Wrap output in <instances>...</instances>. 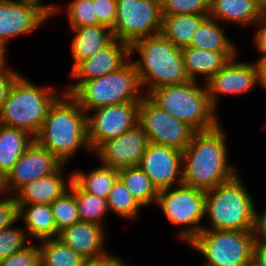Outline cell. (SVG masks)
Here are the masks:
<instances>
[{"label":"cell","instance_id":"cell-1","mask_svg":"<svg viewBox=\"0 0 266 266\" xmlns=\"http://www.w3.org/2000/svg\"><path fill=\"white\" fill-rule=\"evenodd\" d=\"M221 124L207 131H197L183 150L182 184L211 190L231 180L239 171L228 162V147Z\"/></svg>","mask_w":266,"mask_h":266},{"label":"cell","instance_id":"cell-2","mask_svg":"<svg viewBox=\"0 0 266 266\" xmlns=\"http://www.w3.org/2000/svg\"><path fill=\"white\" fill-rule=\"evenodd\" d=\"M34 139L62 164H67L80 148L91 152L87 141V114L69 94L63 92L50 106Z\"/></svg>","mask_w":266,"mask_h":266},{"label":"cell","instance_id":"cell-3","mask_svg":"<svg viewBox=\"0 0 266 266\" xmlns=\"http://www.w3.org/2000/svg\"><path fill=\"white\" fill-rule=\"evenodd\" d=\"M130 57L137 52L139 60L132 61L142 90L148 95L153 89L190 81L184 68L181 48L161 33L142 38L129 46Z\"/></svg>","mask_w":266,"mask_h":266},{"label":"cell","instance_id":"cell-4","mask_svg":"<svg viewBox=\"0 0 266 266\" xmlns=\"http://www.w3.org/2000/svg\"><path fill=\"white\" fill-rule=\"evenodd\" d=\"M64 92L69 94L86 114L102 106L140 102L145 96L131 59L114 72L83 83H74L64 89Z\"/></svg>","mask_w":266,"mask_h":266},{"label":"cell","instance_id":"cell-5","mask_svg":"<svg viewBox=\"0 0 266 266\" xmlns=\"http://www.w3.org/2000/svg\"><path fill=\"white\" fill-rule=\"evenodd\" d=\"M59 94L52 85L40 87L21 75L0 109V125L26 130L35 137Z\"/></svg>","mask_w":266,"mask_h":266},{"label":"cell","instance_id":"cell-6","mask_svg":"<svg viewBox=\"0 0 266 266\" xmlns=\"http://www.w3.org/2000/svg\"><path fill=\"white\" fill-rule=\"evenodd\" d=\"M198 81L163 86L153 89L147 96L170 115L186 122L196 131H207L220 123L208 97L205 83Z\"/></svg>","mask_w":266,"mask_h":266},{"label":"cell","instance_id":"cell-7","mask_svg":"<svg viewBox=\"0 0 266 266\" xmlns=\"http://www.w3.org/2000/svg\"><path fill=\"white\" fill-rule=\"evenodd\" d=\"M240 174L206 191L205 216L211 226L203 229L245 231L252 230L255 202Z\"/></svg>","mask_w":266,"mask_h":266},{"label":"cell","instance_id":"cell-8","mask_svg":"<svg viewBox=\"0 0 266 266\" xmlns=\"http://www.w3.org/2000/svg\"><path fill=\"white\" fill-rule=\"evenodd\" d=\"M160 190L156 204L173 225H181L180 240L189 244L202 230L206 191L184 184ZM186 226V227H185Z\"/></svg>","mask_w":266,"mask_h":266},{"label":"cell","instance_id":"cell-9","mask_svg":"<svg viewBox=\"0 0 266 266\" xmlns=\"http://www.w3.org/2000/svg\"><path fill=\"white\" fill-rule=\"evenodd\" d=\"M205 258L204 266H245L253 256L251 230L203 229L190 243Z\"/></svg>","mask_w":266,"mask_h":266},{"label":"cell","instance_id":"cell-10","mask_svg":"<svg viewBox=\"0 0 266 266\" xmlns=\"http://www.w3.org/2000/svg\"><path fill=\"white\" fill-rule=\"evenodd\" d=\"M161 21L160 0H117L112 35L130 46L160 33Z\"/></svg>","mask_w":266,"mask_h":266},{"label":"cell","instance_id":"cell-11","mask_svg":"<svg viewBox=\"0 0 266 266\" xmlns=\"http://www.w3.org/2000/svg\"><path fill=\"white\" fill-rule=\"evenodd\" d=\"M138 124L148 142L165 145L183 152L197 132L186 122L161 109L147 95L140 101Z\"/></svg>","mask_w":266,"mask_h":266},{"label":"cell","instance_id":"cell-12","mask_svg":"<svg viewBox=\"0 0 266 266\" xmlns=\"http://www.w3.org/2000/svg\"><path fill=\"white\" fill-rule=\"evenodd\" d=\"M140 102L102 106L87 114V141L91 152L102 142L119 137L138 124Z\"/></svg>","mask_w":266,"mask_h":266},{"label":"cell","instance_id":"cell-13","mask_svg":"<svg viewBox=\"0 0 266 266\" xmlns=\"http://www.w3.org/2000/svg\"><path fill=\"white\" fill-rule=\"evenodd\" d=\"M139 167L158 191L180 185L183 180V152L149 142Z\"/></svg>","mask_w":266,"mask_h":266},{"label":"cell","instance_id":"cell-14","mask_svg":"<svg viewBox=\"0 0 266 266\" xmlns=\"http://www.w3.org/2000/svg\"><path fill=\"white\" fill-rule=\"evenodd\" d=\"M148 143L147 135L137 124L119 137L102 142L93 152L99 156L101 165L121 169L139 166Z\"/></svg>","mask_w":266,"mask_h":266},{"label":"cell","instance_id":"cell-15","mask_svg":"<svg viewBox=\"0 0 266 266\" xmlns=\"http://www.w3.org/2000/svg\"><path fill=\"white\" fill-rule=\"evenodd\" d=\"M236 57L231 59L218 73L206 83L208 97L212 106H218L220 95H241L259 85L258 67L256 62H239Z\"/></svg>","mask_w":266,"mask_h":266},{"label":"cell","instance_id":"cell-16","mask_svg":"<svg viewBox=\"0 0 266 266\" xmlns=\"http://www.w3.org/2000/svg\"><path fill=\"white\" fill-rule=\"evenodd\" d=\"M61 165L62 162L54 154L34 140L7 173V190L14 195L26 183L55 172Z\"/></svg>","mask_w":266,"mask_h":266},{"label":"cell","instance_id":"cell-17","mask_svg":"<svg viewBox=\"0 0 266 266\" xmlns=\"http://www.w3.org/2000/svg\"><path fill=\"white\" fill-rule=\"evenodd\" d=\"M49 17L37 6L21 0H0V42L29 34L41 27Z\"/></svg>","mask_w":266,"mask_h":266},{"label":"cell","instance_id":"cell-18","mask_svg":"<svg viewBox=\"0 0 266 266\" xmlns=\"http://www.w3.org/2000/svg\"><path fill=\"white\" fill-rule=\"evenodd\" d=\"M129 59V45L114 38L93 57L79 62L71 69L70 75L77 83H83L118 70Z\"/></svg>","mask_w":266,"mask_h":266},{"label":"cell","instance_id":"cell-19","mask_svg":"<svg viewBox=\"0 0 266 266\" xmlns=\"http://www.w3.org/2000/svg\"><path fill=\"white\" fill-rule=\"evenodd\" d=\"M104 230V226L79 221L62 229L57 238L83 258L90 260L108 254L104 247L106 246Z\"/></svg>","mask_w":266,"mask_h":266},{"label":"cell","instance_id":"cell-20","mask_svg":"<svg viewBox=\"0 0 266 266\" xmlns=\"http://www.w3.org/2000/svg\"><path fill=\"white\" fill-rule=\"evenodd\" d=\"M62 164L55 172L26 183L15 194L17 204H47L50 205L70 188L73 174L66 182ZM68 183V184H67Z\"/></svg>","mask_w":266,"mask_h":266},{"label":"cell","instance_id":"cell-21","mask_svg":"<svg viewBox=\"0 0 266 266\" xmlns=\"http://www.w3.org/2000/svg\"><path fill=\"white\" fill-rule=\"evenodd\" d=\"M184 68L191 81L203 75L205 83L218 73L231 59L238 57L237 52H215L189 46L181 48Z\"/></svg>","mask_w":266,"mask_h":266},{"label":"cell","instance_id":"cell-22","mask_svg":"<svg viewBox=\"0 0 266 266\" xmlns=\"http://www.w3.org/2000/svg\"><path fill=\"white\" fill-rule=\"evenodd\" d=\"M266 13L258 0H210L209 17L221 21L254 26Z\"/></svg>","mask_w":266,"mask_h":266},{"label":"cell","instance_id":"cell-23","mask_svg":"<svg viewBox=\"0 0 266 266\" xmlns=\"http://www.w3.org/2000/svg\"><path fill=\"white\" fill-rule=\"evenodd\" d=\"M71 29L75 32L71 46L72 69L79 62L93 57L100 49L107 46L114 39L112 30L101 24Z\"/></svg>","mask_w":266,"mask_h":266},{"label":"cell","instance_id":"cell-24","mask_svg":"<svg viewBox=\"0 0 266 266\" xmlns=\"http://www.w3.org/2000/svg\"><path fill=\"white\" fill-rule=\"evenodd\" d=\"M18 220L23 217L24 230L27 237L44 240L57 238V230L53 212L47 204H17Z\"/></svg>","mask_w":266,"mask_h":266},{"label":"cell","instance_id":"cell-25","mask_svg":"<svg viewBox=\"0 0 266 266\" xmlns=\"http://www.w3.org/2000/svg\"><path fill=\"white\" fill-rule=\"evenodd\" d=\"M34 140L26 130L0 125V172L6 176Z\"/></svg>","mask_w":266,"mask_h":266},{"label":"cell","instance_id":"cell-26","mask_svg":"<svg viewBox=\"0 0 266 266\" xmlns=\"http://www.w3.org/2000/svg\"><path fill=\"white\" fill-rule=\"evenodd\" d=\"M209 15L179 14L162 16L160 33L180 48L189 46L201 22Z\"/></svg>","mask_w":266,"mask_h":266},{"label":"cell","instance_id":"cell-27","mask_svg":"<svg viewBox=\"0 0 266 266\" xmlns=\"http://www.w3.org/2000/svg\"><path fill=\"white\" fill-rule=\"evenodd\" d=\"M218 20L206 17L194 33L189 47L215 52H237L236 44L231 42Z\"/></svg>","mask_w":266,"mask_h":266},{"label":"cell","instance_id":"cell-28","mask_svg":"<svg viewBox=\"0 0 266 266\" xmlns=\"http://www.w3.org/2000/svg\"><path fill=\"white\" fill-rule=\"evenodd\" d=\"M118 178L142 207L156 204L159 191L139 166L118 169Z\"/></svg>","mask_w":266,"mask_h":266},{"label":"cell","instance_id":"cell-29","mask_svg":"<svg viewBox=\"0 0 266 266\" xmlns=\"http://www.w3.org/2000/svg\"><path fill=\"white\" fill-rule=\"evenodd\" d=\"M118 179V169L100 165L89 173L74 171L73 180L85 191L107 200L113 184Z\"/></svg>","mask_w":266,"mask_h":266},{"label":"cell","instance_id":"cell-30","mask_svg":"<svg viewBox=\"0 0 266 266\" xmlns=\"http://www.w3.org/2000/svg\"><path fill=\"white\" fill-rule=\"evenodd\" d=\"M40 266H84L86 259L59 238L39 241Z\"/></svg>","mask_w":266,"mask_h":266},{"label":"cell","instance_id":"cell-31","mask_svg":"<svg viewBox=\"0 0 266 266\" xmlns=\"http://www.w3.org/2000/svg\"><path fill=\"white\" fill-rule=\"evenodd\" d=\"M69 190L75 194L80 221L103 226L105 214L108 212L107 200L85 192L74 180Z\"/></svg>","mask_w":266,"mask_h":266},{"label":"cell","instance_id":"cell-32","mask_svg":"<svg viewBox=\"0 0 266 266\" xmlns=\"http://www.w3.org/2000/svg\"><path fill=\"white\" fill-rule=\"evenodd\" d=\"M108 211H112L117 216L126 220H136L142 206L134 199L125 185L118 178L113 184L107 198Z\"/></svg>","mask_w":266,"mask_h":266},{"label":"cell","instance_id":"cell-33","mask_svg":"<svg viewBox=\"0 0 266 266\" xmlns=\"http://www.w3.org/2000/svg\"><path fill=\"white\" fill-rule=\"evenodd\" d=\"M57 230L72 226L80 221L75 194L70 190L65 192L50 204Z\"/></svg>","mask_w":266,"mask_h":266},{"label":"cell","instance_id":"cell-34","mask_svg":"<svg viewBox=\"0 0 266 266\" xmlns=\"http://www.w3.org/2000/svg\"><path fill=\"white\" fill-rule=\"evenodd\" d=\"M65 7L71 28L99 25L93 0H72Z\"/></svg>","mask_w":266,"mask_h":266},{"label":"cell","instance_id":"cell-35","mask_svg":"<svg viewBox=\"0 0 266 266\" xmlns=\"http://www.w3.org/2000/svg\"><path fill=\"white\" fill-rule=\"evenodd\" d=\"M161 15H209L210 0H160Z\"/></svg>","mask_w":266,"mask_h":266},{"label":"cell","instance_id":"cell-36","mask_svg":"<svg viewBox=\"0 0 266 266\" xmlns=\"http://www.w3.org/2000/svg\"><path fill=\"white\" fill-rule=\"evenodd\" d=\"M29 238L24 228L16 227L14 224L0 231V259L20 251L27 246ZM26 243V244H25Z\"/></svg>","mask_w":266,"mask_h":266},{"label":"cell","instance_id":"cell-37","mask_svg":"<svg viewBox=\"0 0 266 266\" xmlns=\"http://www.w3.org/2000/svg\"><path fill=\"white\" fill-rule=\"evenodd\" d=\"M0 266H40L38 246L28 243L20 251H17L9 257L0 259Z\"/></svg>","mask_w":266,"mask_h":266},{"label":"cell","instance_id":"cell-38","mask_svg":"<svg viewBox=\"0 0 266 266\" xmlns=\"http://www.w3.org/2000/svg\"><path fill=\"white\" fill-rule=\"evenodd\" d=\"M98 23L113 28L115 24L117 0H93Z\"/></svg>","mask_w":266,"mask_h":266},{"label":"cell","instance_id":"cell-39","mask_svg":"<svg viewBox=\"0 0 266 266\" xmlns=\"http://www.w3.org/2000/svg\"><path fill=\"white\" fill-rule=\"evenodd\" d=\"M18 221V205L14 195L0 200V231Z\"/></svg>","mask_w":266,"mask_h":266},{"label":"cell","instance_id":"cell-40","mask_svg":"<svg viewBox=\"0 0 266 266\" xmlns=\"http://www.w3.org/2000/svg\"><path fill=\"white\" fill-rule=\"evenodd\" d=\"M20 76L19 72H16L13 68L0 71V109L6 101L13 84Z\"/></svg>","mask_w":266,"mask_h":266},{"label":"cell","instance_id":"cell-41","mask_svg":"<svg viewBox=\"0 0 266 266\" xmlns=\"http://www.w3.org/2000/svg\"><path fill=\"white\" fill-rule=\"evenodd\" d=\"M256 205L253 212L252 236L254 242H266V208L262 213L257 212Z\"/></svg>","mask_w":266,"mask_h":266},{"label":"cell","instance_id":"cell-42","mask_svg":"<svg viewBox=\"0 0 266 266\" xmlns=\"http://www.w3.org/2000/svg\"><path fill=\"white\" fill-rule=\"evenodd\" d=\"M257 31L255 32L254 43L257 52L261 53L258 60L266 59V13L255 23ZM260 25V26H259Z\"/></svg>","mask_w":266,"mask_h":266},{"label":"cell","instance_id":"cell-43","mask_svg":"<svg viewBox=\"0 0 266 266\" xmlns=\"http://www.w3.org/2000/svg\"><path fill=\"white\" fill-rule=\"evenodd\" d=\"M84 266H129L123 262L119 257H115L108 253L102 257L86 260Z\"/></svg>","mask_w":266,"mask_h":266},{"label":"cell","instance_id":"cell-44","mask_svg":"<svg viewBox=\"0 0 266 266\" xmlns=\"http://www.w3.org/2000/svg\"><path fill=\"white\" fill-rule=\"evenodd\" d=\"M24 1L26 3L32 4L37 6L40 10H42L49 18L52 17V15H54L55 13L57 14L58 12H60V10H62L61 6H58V4H44L43 0H21ZM44 4V5H43Z\"/></svg>","mask_w":266,"mask_h":266},{"label":"cell","instance_id":"cell-45","mask_svg":"<svg viewBox=\"0 0 266 266\" xmlns=\"http://www.w3.org/2000/svg\"><path fill=\"white\" fill-rule=\"evenodd\" d=\"M253 257L261 266H266V242H254Z\"/></svg>","mask_w":266,"mask_h":266},{"label":"cell","instance_id":"cell-46","mask_svg":"<svg viewBox=\"0 0 266 266\" xmlns=\"http://www.w3.org/2000/svg\"><path fill=\"white\" fill-rule=\"evenodd\" d=\"M256 64L258 67V80L259 85L263 86L266 89V59L264 60H256Z\"/></svg>","mask_w":266,"mask_h":266},{"label":"cell","instance_id":"cell-47","mask_svg":"<svg viewBox=\"0 0 266 266\" xmlns=\"http://www.w3.org/2000/svg\"><path fill=\"white\" fill-rule=\"evenodd\" d=\"M6 45L0 42V71L7 70L9 67L6 64Z\"/></svg>","mask_w":266,"mask_h":266},{"label":"cell","instance_id":"cell-48","mask_svg":"<svg viewBox=\"0 0 266 266\" xmlns=\"http://www.w3.org/2000/svg\"><path fill=\"white\" fill-rule=\"evenodd\" d=\"M7 191L8 190L6 187V176L2 172H0V196H1L0 200L7 198L6 196H9L6 195L8 193ZM3 193L5 194V197H3Z\"/></svg>","mask_w":266,"mask_h":266},{"label":"cell","instance_id":"cell-49","mask_svg":"<svg viewBox=\"0 0 266 266\" xmlns=\"http://www.w3.org/2000/svg\"><path fill=\"white\" fill-rule=\"evenodd\" d=\"M245 266H261V264L252 256Z\"/></svg>","mask_w":266,"mask_h":266},{"label":"cell","instance_id":"cell-50","mask_svg":"<svg viewBox=\"0 0 266 266\" xmlns=\"http://www.w3.org/2000/svg\"><path fill=\"white\" fill-rule=\"evenodd\" d=\"M266 8V0H258Z\"/></svg>","mask_w":266,"mask_h":266}]
</instances>
